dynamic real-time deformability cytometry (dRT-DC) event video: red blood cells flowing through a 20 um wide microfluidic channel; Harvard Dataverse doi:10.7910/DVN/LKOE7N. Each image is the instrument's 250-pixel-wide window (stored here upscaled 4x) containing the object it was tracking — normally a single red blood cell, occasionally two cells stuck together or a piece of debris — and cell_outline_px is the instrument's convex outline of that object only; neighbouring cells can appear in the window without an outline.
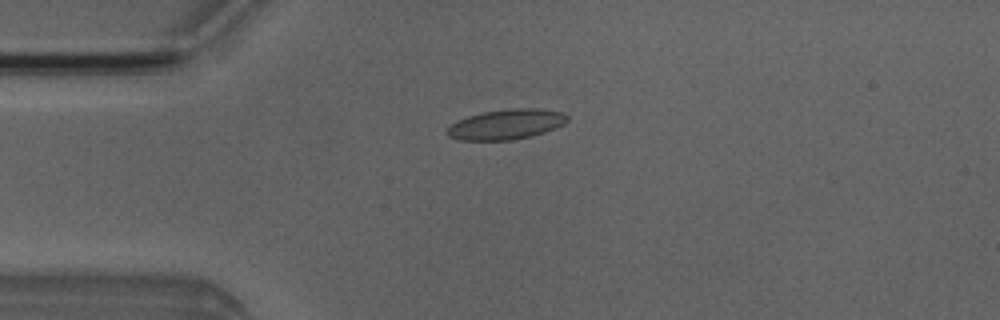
{"species": "Egyptian fruit bat (a non-hibernating species)", "species_latin": "Rousettus aegyptiacus", "temperature_condition": "room temperature", "stored_images_in_passage": 7, "camera_frame_rate_fps": 3000, "um_per_image_px": 0.085, "animal": {"sex": "male"}, "frame": {"image": 1, "passage_image": 4, "time_ms": 3.667, "image_size_px": [1000, 320], "cell_outline_px": [[568, 120], [564, 124], [556, 128], [532, 136], [512, 140], [456, 140], [448, 136], [444, 132], [456, 120], [468, 116], [484, 112], [512, 108], [536, 108], [564, 112], [568, 116]], "centroid_in_image_um": [43.03, 10.57], "position_along_channel_um": 42.0, "area_um2": 21.27}}